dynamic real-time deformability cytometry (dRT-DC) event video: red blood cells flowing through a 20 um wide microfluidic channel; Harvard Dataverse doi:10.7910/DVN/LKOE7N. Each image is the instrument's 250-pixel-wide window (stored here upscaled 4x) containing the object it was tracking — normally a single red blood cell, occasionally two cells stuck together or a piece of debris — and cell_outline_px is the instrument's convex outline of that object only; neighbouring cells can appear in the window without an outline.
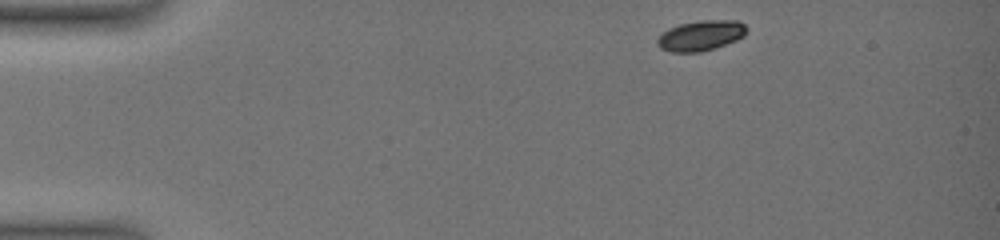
{"species": "common noctule bat (a hibernating species)", "species_latin": "Nyctalus noctula", "temperature_condition": "warm", "stored_images_in_passage": 11, "camera_frame_rate_fps": 3000, "um_per_image_px": 0.085, "animal": {"sex": "female", "body_mass_g": 19.0, "forearm_length_mm": 51.5}, "frame": {"image": 1, "passage_image": 1, "time_ms": 0.0, "image_size_px": [1000, 240], "cell_outline_px": [[748, 32], [744, 36], [736, 40], [716, 48], [700, 52], [672, 52], [660, 48], [656, 44], [656, 40], [668, 28], [680, 24], [700, 20], [736, 20], [744, 24], [748, 28]], "centroid_in_image_um": [59.59, 3.02], "position_along_channel_um": 25.4, "area_um2": 15.9}}
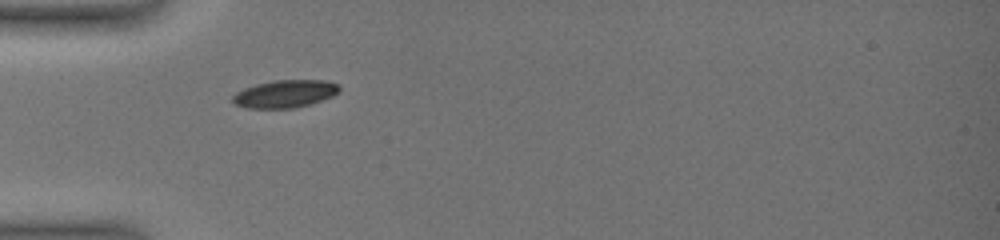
{"frame": {"image": 2, "passage_image": 7, "time_ms": 3.333, "image_size_px": [1000, 240], "cell_outline_px": [[340, 92], [332, 96], [296, 108], [248, 108], [236, 104], [232, 100], [232, 96], [236, 92], [244, 88], [256, 84], [276, 80], [324, 80], [336, 84], [340, 88]], "centroid_in_image_um": [24.21, 7.97], "position_along_channel_um": 60.8, "area_um2": 16.99}}
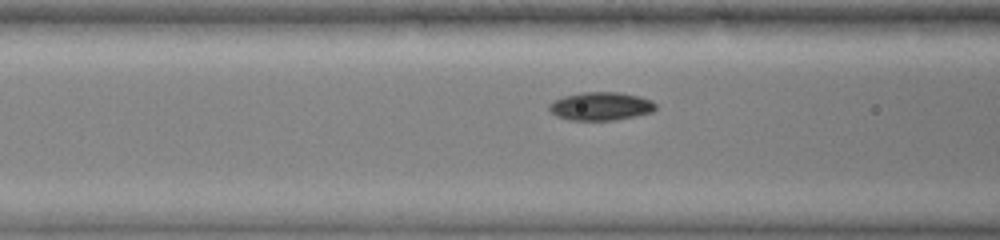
{"frame": {"image": 3, "passage_image": 10, "time_ms": 5.0, "image_size_px": [1000, 240], "cell_outline_px": [[656, 108], [652, 112], [636, 116], [616, 120], [568, 120], [556, 116], [548, 108], [548, 104], [552, 100], [564, 96], [580, 92], [620, 92], [640, 96], [652, 100], [656, 104]], "centroid_in_image_um": [51.06, 9.02], "position_along_channel_um": 115.5, "area_um2": 17.8}}